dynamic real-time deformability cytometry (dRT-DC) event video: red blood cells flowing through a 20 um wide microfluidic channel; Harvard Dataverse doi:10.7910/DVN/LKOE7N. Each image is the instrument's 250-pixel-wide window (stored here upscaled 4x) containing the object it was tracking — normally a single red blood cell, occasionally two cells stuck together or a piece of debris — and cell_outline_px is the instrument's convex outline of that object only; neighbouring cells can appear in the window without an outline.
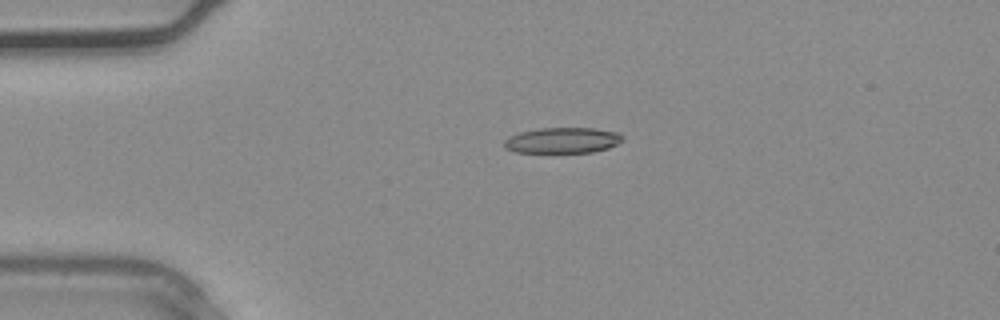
{"species": "common noctule bat (a hibernating species)", "species_latin": "Nyctalus noctula", "temperature_condition": "warm", "stored_images_in_passage": 4, "camera_frame_rate_fps": 3000, "um_per_image_px": 0.085, "animal": {"sex": "male", "body_mass_g": 20.4}, "frame": {"image": 1, "passage_image": 1, "time_ms": 0.0, "image_size_px": [1000, 320], "cell_outline_px": [[624, 140], [608, 148], [592, 152], [516, 152], [504, 148], [504, 140], [508, 136], [520, 132], [540, 128], [596, 128], [616, 132], [624, 136]], "centroid_in_image_um": [47.81, 11.92], "position_along_channel_um": 37.2, "area_um2": 17.74}}